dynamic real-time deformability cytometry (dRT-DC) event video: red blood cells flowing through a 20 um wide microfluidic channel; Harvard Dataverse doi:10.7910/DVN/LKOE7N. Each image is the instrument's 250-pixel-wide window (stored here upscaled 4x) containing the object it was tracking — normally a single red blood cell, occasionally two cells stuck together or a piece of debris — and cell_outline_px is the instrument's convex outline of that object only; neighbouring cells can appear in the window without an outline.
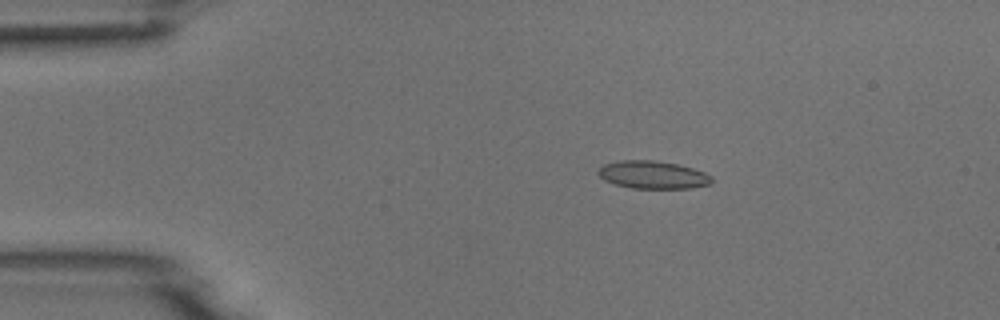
{"species": "common noctule bat (a hibernating species)", "species_latin": "Nyctalus noctula", "temperature_condition": "room temperature", "stored_images_in_passage": 6, "camera_frame_rate_fps": 3000, "um_per_image_px": 0.085, "animal": {"sex": "male", "body_mass_g": 18.8}, "frame": {"image": 1, "passage_image": 1, "time_ms": 0.0, "image_size_px": [1000, 320], "cell_outline_px": [[712, 184], [692, 188], [632, 188], [616, 184], [604, 180], [596, 172], [604, 164], [620, 160], [652, 160], [676, 164], [692, 168], [704, 172], [712, 176]], "centroid_in_image_um": [55.5, 14.86], "position_along_channel_um": 29.5, "area_um2": 18.32}}
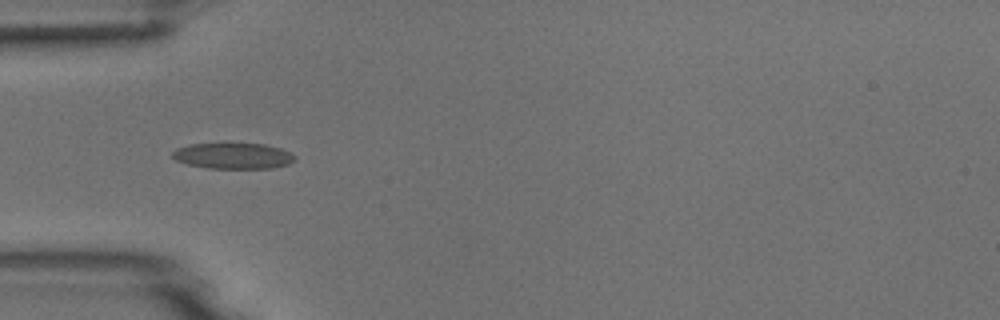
{"frame": {"image": 2, "passage_image": 3, "time_ms": 2.333, "image_size_px": [1000, 320], "cell_outline_px": [[296, 160], [288, 164], [272, 168], [208, 168], [188, 164], [176, 160], [172, 156], [172, 152], [176, 148], [188, 144], [224, 140], [264, 144], [280, 148], [296, 156]], "centroid_in_image_um": [19.78, 13.19], "position_along_channel_um": 65.2, "area_um2": 19.42}}
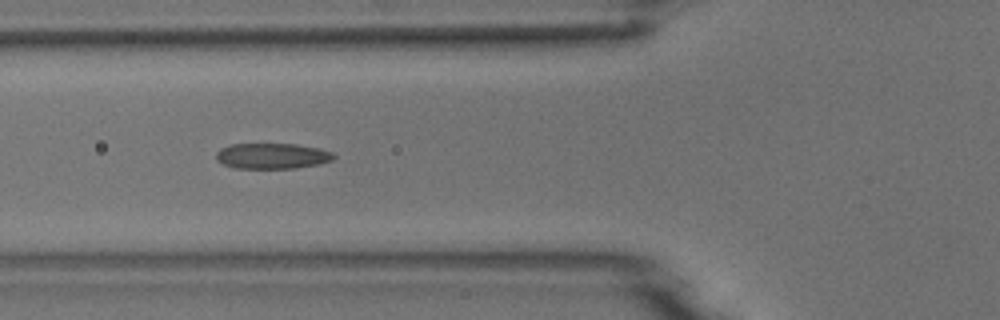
{"frame": {"image": 3, "passage_image": 4, "time_ms": 3.333, "image_size_px": [1000, 320], "cell_outline_px": [[336, 156], [332, 160], [320, 164], [296, 168], [236, 168], [224, 164], [216, 160], [216, 152], [220, 148], [228, 144], [296, 144], [320, 148], [332, 152]], "centroid_in_image_um": [23.14, 13.25], "position_along_channel_um": 102.7, "area_um2": 17.69}}